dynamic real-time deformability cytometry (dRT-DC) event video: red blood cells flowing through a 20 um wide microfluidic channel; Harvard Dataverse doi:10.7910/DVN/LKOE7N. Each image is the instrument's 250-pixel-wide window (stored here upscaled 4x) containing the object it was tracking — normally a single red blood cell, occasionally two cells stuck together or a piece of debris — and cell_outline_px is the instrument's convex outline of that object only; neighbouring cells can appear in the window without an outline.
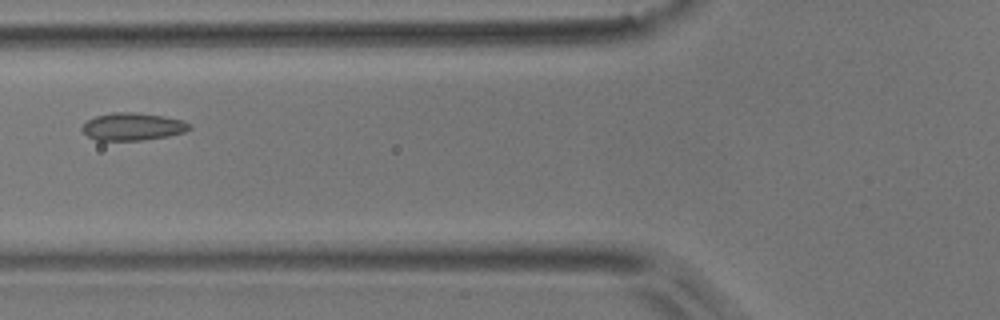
{"species": "common noctule bat (a hibernating species)", "species_latin": "Nyctalus noctula", "temperature_condition": "room temperature", "stored_images_in_passage": 5, "camera_frame_rate_fps": 3000, "um_per_image_px": 0.085, "animal": {"sex": "male", "body_mass_g": 17.9}, "frame": {"image": 1, "passage_image": 3, "time_ms": 0.667, "image_size_px": [1000, 320], "cell_outline_px": [[192, 128], [184, 132], [168, 136], [144, 140], [96, 140], [88, 136], [80, 128], [88, 120], [96, 116], [116, 112], [132, 112], [164, 116], [184, 120]], "centroid_in_image_um": [11.29, 10.76], "position_along_channel_um": 114.5, "area_um2": 17.11}}
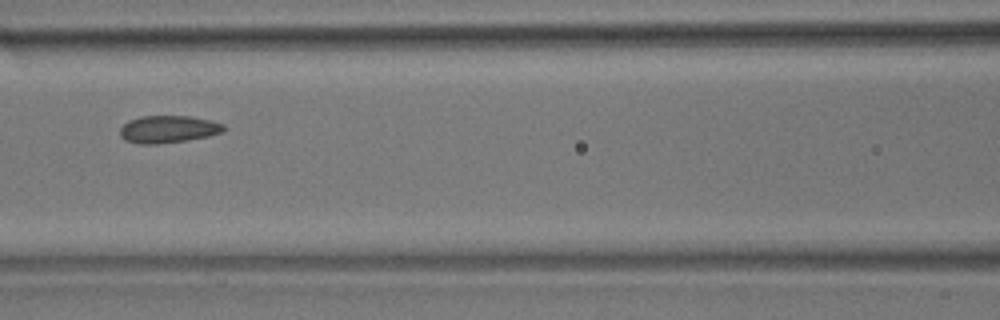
{"frame": {"image": 2, "passage_image": 4, "time_ms": 1.0, "image_size_px": [1000, 320], "cell_outline_px": [[224, 132], [208, 136], [188, 140], [156, 144], [140, 144], [124, 140], [120, 136], [120, 128], [128, 120], [140, 116], [188, 116], [208, 120], [224, 124]], "centroid_in_image_um": [14.26, 10.99], "position_along_channel_um": 152.3, "area_um2": 16.53}}